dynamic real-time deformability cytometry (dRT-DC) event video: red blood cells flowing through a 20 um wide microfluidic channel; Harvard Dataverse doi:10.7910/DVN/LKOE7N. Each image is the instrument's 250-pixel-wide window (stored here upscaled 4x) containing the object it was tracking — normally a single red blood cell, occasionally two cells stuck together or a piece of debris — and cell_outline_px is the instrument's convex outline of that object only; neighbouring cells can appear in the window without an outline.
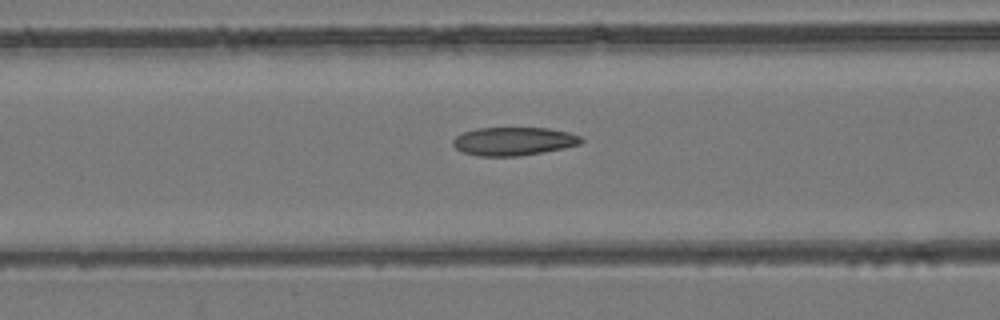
{"species": "common noctule bat (a hibernating species)", "species_latin": "Nyctalus noctula", "temperature_condition": "room temperature", "stored_images_in_passage": 48, "camera_frame_rate_fps": 3000, "um_per_image_px": 0.085, "animal": {"sex": "female", "body_mass_g": 24.6, "forearm_length_mm": 56.2}, "frame": {"image": 1, "passage_image": 20, "time_ms": 6.333, "image_size_px": [1000, 320], "cell_outline_px": [[584, 140], [580, 144], [564, 148], [544, 152], [520, 156], [480, 156], [464, 152], [456, 148], [452, 144], [452, 140], [456, 136], [464, 132], [476, 128], [548, 128], [568, 132], [580, 136]], "centroid_in_image_um": [43.67, 12.01], "position_along_channel_um": 122.9, "area_um2": 21.15}}
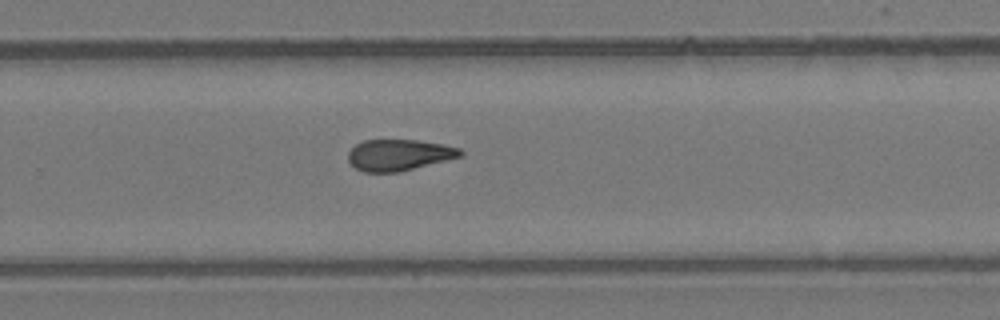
{"frame": {"image": 2, "passage_image": 32, "time_ms": 10.333, "image_size_px": [1000, 320], "cell_outline_px": [[464, 156], [396, 172], [364, 172], [356, 168], [348, 160], [348, 152], [356, 144], [364, 140], [416, 140], [444, 144], [460, 148], [464, 152]], "centroid_in_image_um": [33.93, 13.16], "position_along_channel_um": 295.9, "area_um2": 20.35}}
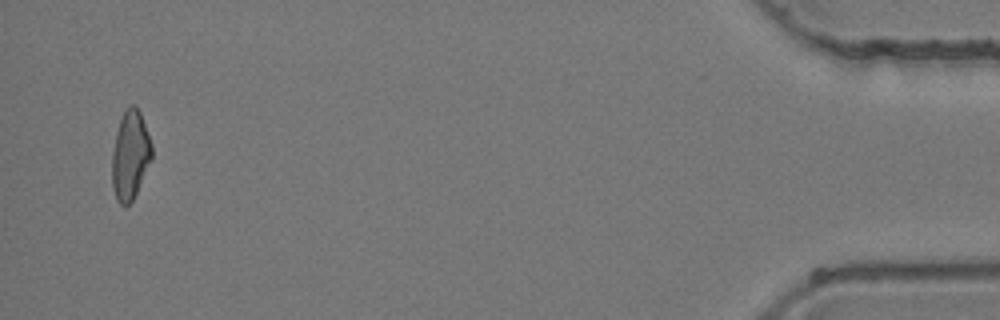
{"frame": {"image": 3, "passage_image": 47, "time_ms": 15.333, "image_size_px": [1000, 320], "cell_outline_px": [[152, 160], [132, 200], [128, 204], [120, 204], [116, 200], [112, 188], [112, 152], [116, 132], [124, 108], [132, 104], [136, 104], [140, 112], [152, 144]], "centroid_in_image_um": [11.06, 13.16], "position_along_channel_um": 424.1, "area_um2": 20.69}}